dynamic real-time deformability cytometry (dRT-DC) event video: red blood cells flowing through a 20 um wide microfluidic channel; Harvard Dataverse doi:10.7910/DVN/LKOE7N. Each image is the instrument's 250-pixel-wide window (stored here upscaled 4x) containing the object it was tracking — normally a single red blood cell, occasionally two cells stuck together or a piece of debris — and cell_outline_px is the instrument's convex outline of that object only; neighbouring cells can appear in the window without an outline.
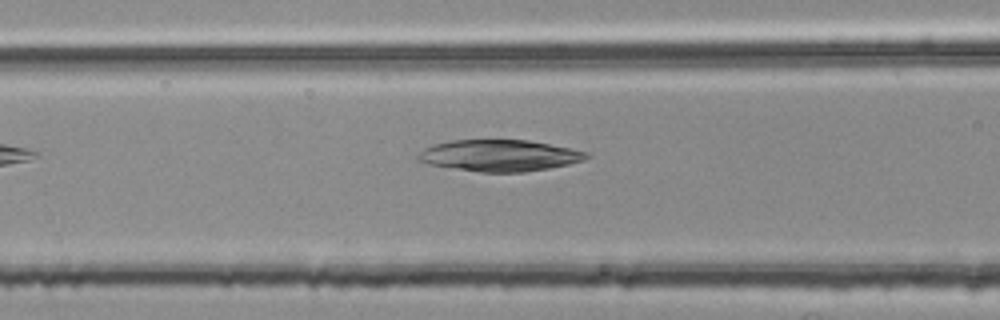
{"species": "common noctule bat (a hibernating species)", "species_latin": "Nyctalus noctula", "temperature_condition": "room temperature", "stored_images_in_passage": 24, "camera_frame_rate_fps": 3000, "um_per_image_px": 0.085, "animal": {"sex": "female", "body_mass_g": 25.1}, "frame": {"image": 1, "passage_image": 7, "time_ms": 2.0, "image_size_px": [1000, 320], "cell_outline_px": [[592, 156], [584, 160], [568, 164], [548, 168], [524, 172], [480, 172], [432, 164], [420, 160], [416, 156], [424, 148], [432, 144], [448, 140], [528, 140], [588, 152]], "centroid_in_image_um": [42.47, 13.21], "position_along_channel_um": 124.1, "area_um2": 30.58}}
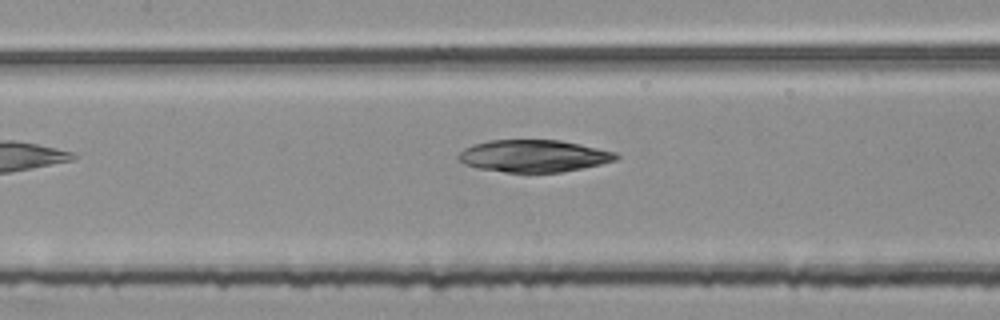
{"frame": {"image": 2, "passage_image": 10, "time_ms": 3.0, "image_size_px": [1000, 320], "cell_outline_px": [[620, 156], [616, 160], [600, 164], [560, 172], [504, 172], [476, 168], [464, 164], [456, 156], [464, 148], [472, 144], [488, 140], [560, 140], [580, 144], [616, 152]], "centroid_in_image_um": [45.33, 13.25], "position_along_channel_um": 162.1, "area_um2": 29.54}}
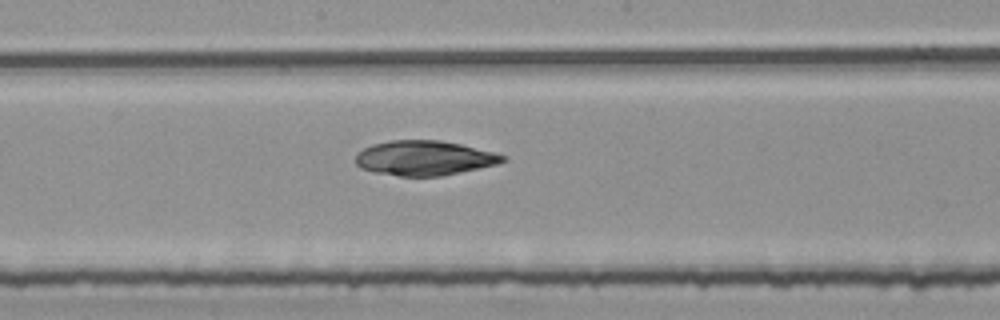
{"frame": {"image": 3, "passage_image": 14, "time_ms": 4.333, "image_size_px": [1000, 320], "cell_outline_px": [[508, 160], [496, 164], [440, 176], [400, 176], [372, 172], [360, 168], [356, 164], [356, 152], [372, 144], [392, 140], [440, 140], [460, 144], [496, 152], [508, 156]], "centroid_in_image_um": [36.06, 13.43], "position_along_channel_um": 212.1, "area_um2": 29.88}}